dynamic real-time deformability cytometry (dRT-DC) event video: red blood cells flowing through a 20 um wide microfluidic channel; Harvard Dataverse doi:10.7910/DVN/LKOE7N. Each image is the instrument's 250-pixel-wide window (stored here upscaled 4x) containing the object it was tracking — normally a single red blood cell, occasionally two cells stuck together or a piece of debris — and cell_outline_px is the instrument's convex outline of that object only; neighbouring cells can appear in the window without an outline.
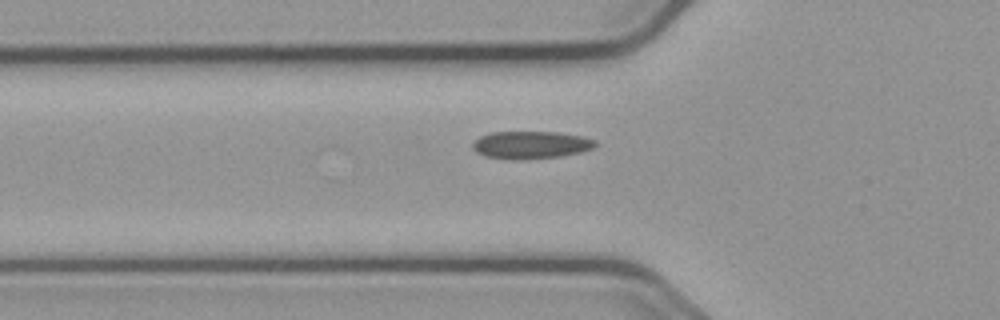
{"species": "common noctule bat (a hibernating species)", "species_latin": "Nyctalus noctula", "temperature_condition": "cold", "stored_images_in_passage": 34, "camera_frame_rate_fps": 3000, "um_per_image_px": 0.085, "animal": {"sex": "male", "body_mass_g": 23.1, "forearm_length_mm": 52.7}, "frame": {"image": 1, "passage_image": 2, "time_ms": 0.333, "image_size_px": [1000, 320], "cell_outline_px": [[596, 144], [592, 148], [580, 152], [560, 156], [520, 160], [512, 160], [484, 156], [476, 152], [472, 148], [472, 144], [480, 136], [492, 132], [556, 132], [584, 136], [596, 140]], "centroid_in_image_um": [45.1, 12.32], "position_along_channel_um": 80.7, "area_um2": 19.77}}
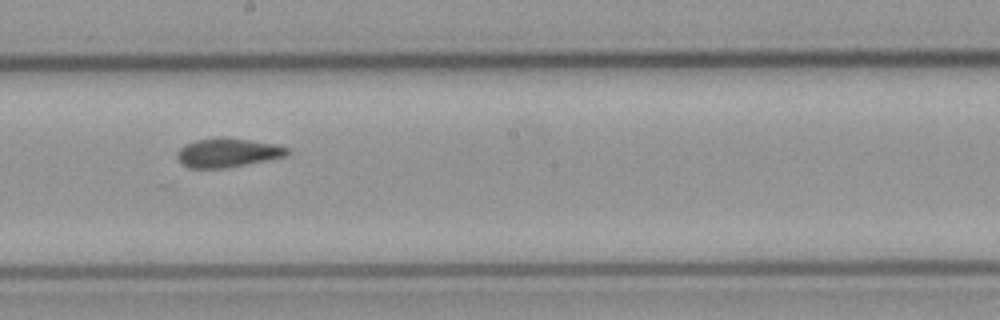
{"frame": {"image": 2, "passage_image": 14, "time_ms": 4.333, "image_size_px": [1000, 320], "cell_outline_px": [[288, 156], [224, 168], [188, 168], [180, 164], [176, 156], [176, 152], [184, 144], [196, 140], [220, 136], [224, 136], [276, 144], [288, 148]], "centroid_in_image_um": [19.3, 12.97], "position_along_channel_um": 228.9, "area_um2": 18.84}}
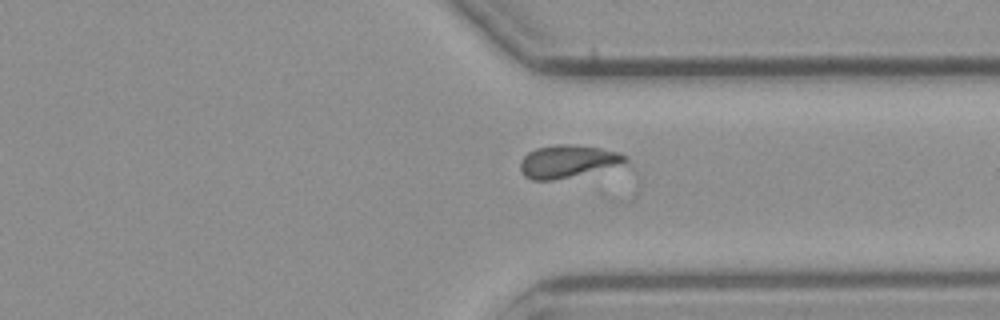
{"frame": {"image": 3, "passage_image": 25, "time_ms": 8.0, "image_size_px": [1000, 320], "cell_outline_px": [[636, 172], [552, 180], [532, 180], [524, 176], [520, 168], [520, 160], [528, 152], [536, 148], [556, 144], [572, 144], [600, 148], [616, 152], [628, 156]], "centroid_in_image_um": [48.69, 13.82], "position_along_channel_um": 362.7, "area_um2": 22.95}, "authors_computed_cell_mechanics": {"area_um2": 18.8428, "velocity_mm_per_s": 3.6645, "shape_relaxation_time_tau1_ms": null, "shape_relaxation_time_tau2_ms": 1.3648, "deformation_change_tau1": null, "deformation_change_tau2": 0.0556}}